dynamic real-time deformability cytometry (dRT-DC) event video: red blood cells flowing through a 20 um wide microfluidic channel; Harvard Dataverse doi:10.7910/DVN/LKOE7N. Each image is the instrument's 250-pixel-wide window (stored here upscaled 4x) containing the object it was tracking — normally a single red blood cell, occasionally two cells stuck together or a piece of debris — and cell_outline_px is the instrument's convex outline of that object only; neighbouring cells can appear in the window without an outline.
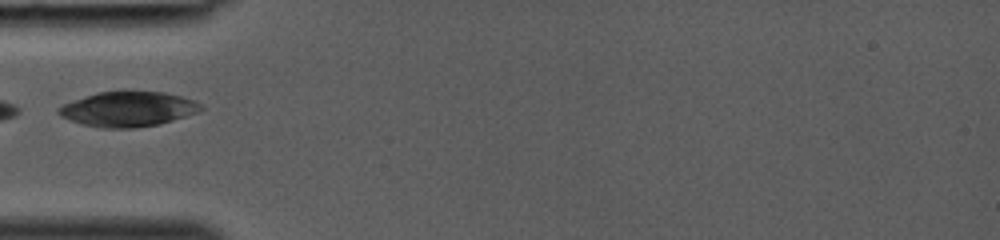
{"species": "common noctule bat (a hibernating species)", "species_latin": "Nyctalus noctula", "temperature_condition": "room temperature", "stored_images_in_passage": 9, "camera_frame_rate_fps": 3000, "um_per_image_px": 0.085, "animal": {"sex": "female", "body_mass_g": 19.0, "forearm_length_mm": 53.3}, "frame": {"image": 1, "passage_image": 1, "time_ms": 0.0, "image_size_px": [1000, 240], "cell_outline_px": [[204, 108], [200, 112], [160, 124], [136, 128], [100, 128], [84, 124], [60, 116], [56, 112], [56, 108], [64, 104], [96, 92], [124, 88], [164, 92], [180, 96], [192, 100], [200, 104]], "centroid_in_image_um": [10.89, 9.23], "position_along_channel_um": 74.1, "area_um2": 29.77}}
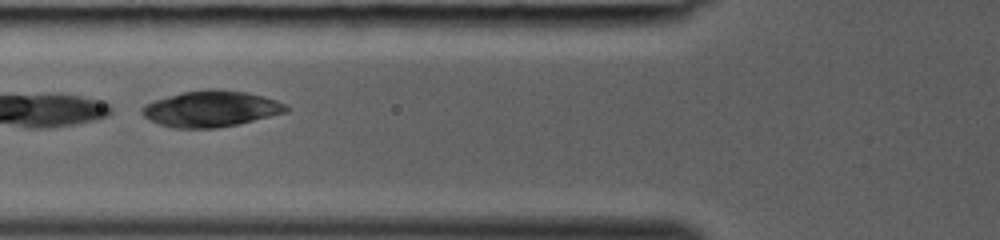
{"frame": {"image": 2, "passage_image": 3, "time_ms": 0.667, "image_size_px": [1000, 240], "cell_outline_px": [[288, 112], [236, 124], [216, 128], [172, 128], [160, 124], [144, 116], [140, 112], [140, 108], [144, 104], [180, 92], [204, 88], [216, 88], [248, 92], [276, 100], [284, 104], [288, 108]], "centroid_in_image_um": [17.91, 9.23], "position_along_channel_um": 107.9, "area_um2": 30.35}}